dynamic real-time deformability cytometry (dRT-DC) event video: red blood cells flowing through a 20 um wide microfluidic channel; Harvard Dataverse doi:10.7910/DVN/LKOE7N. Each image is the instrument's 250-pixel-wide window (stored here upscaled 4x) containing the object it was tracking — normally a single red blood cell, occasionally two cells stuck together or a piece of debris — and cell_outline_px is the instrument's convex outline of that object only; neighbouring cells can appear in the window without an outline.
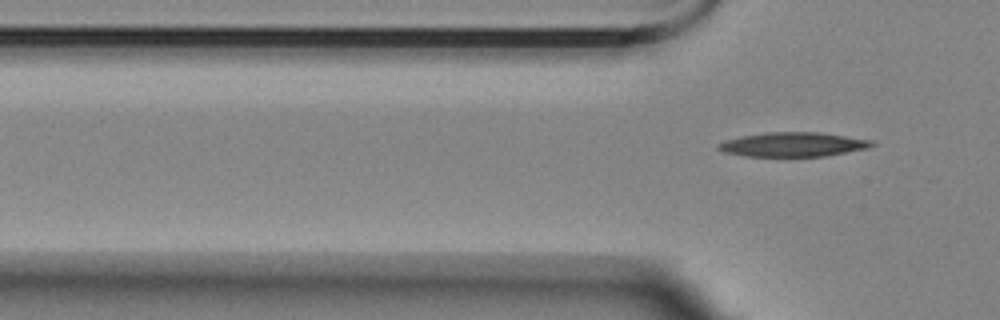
{"species": "Egyptian fruit bat (a non-hibernating species)", "species_latin": "Rousettus aegyptiacus", "temperature_condition": "room temperature", "stored_images_in_passage": 3, "camera_frame_rate_fps": 3000, "um_per_image_px": 0.085, "animal": {"sex": "female"}, "frame": {"image": 1, "passage_image": 3, "time_ms": 3.0, "image_size_px": [1000, 320], "cell_outline_px": [[876, 144], [868, 148], [824, 156], [744, 156], [724, 152], [716, 148], [716, 144], [740, 136], [764, 132], [820, 132], [872, 140]], "centroid_in_image_um": [67.39, 12.27], "position_along_channel_um": 58.4, "area_um2": 21.73}}